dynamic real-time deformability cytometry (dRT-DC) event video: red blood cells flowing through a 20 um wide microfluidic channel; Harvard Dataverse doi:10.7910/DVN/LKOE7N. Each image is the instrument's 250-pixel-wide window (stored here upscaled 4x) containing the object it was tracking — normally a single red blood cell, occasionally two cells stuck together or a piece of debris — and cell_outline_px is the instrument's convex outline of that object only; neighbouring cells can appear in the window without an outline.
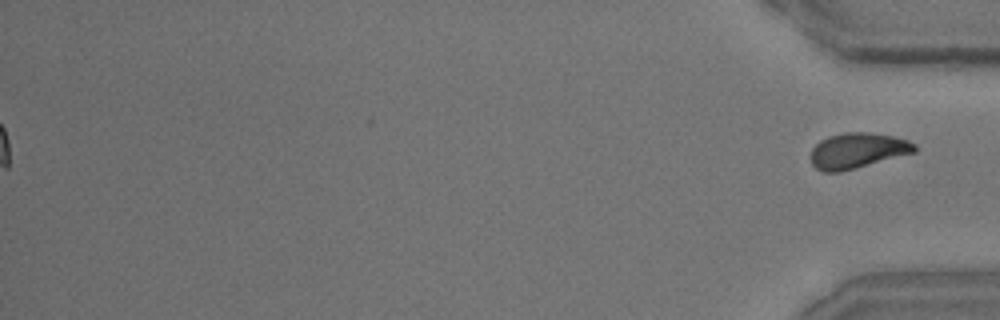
{"species": "common noctule bat (a hibernating species)", "species_latin": "Nyctalus noctula", "temperature_condition": "room temperature", "stored_images_in_passage": 42, "segment_of_instrument_passage": [2, 2], "camera_frame_rate_fps": 3000, "um_per_image_px": 0.085, "animal": {"sex": "male", "body_mass_g": 15.6}, "frame": {"image": 1, "passage_image": 42, "time_ms": 13.667, "image_size_px": [1000, 320], "cell_outline_px": [[916, 152], [840, 172], [824, 172], [816, 168], [812, 164], [812, 148], [820, 140], [828, 136], [848, 132], [868, 132], [892, 136], [908, 140], [916, 144]], "centroid_in_image_um": [72.89, 12.8], "position_along_channel_um": 362.3, "area_um2": 21.33}}